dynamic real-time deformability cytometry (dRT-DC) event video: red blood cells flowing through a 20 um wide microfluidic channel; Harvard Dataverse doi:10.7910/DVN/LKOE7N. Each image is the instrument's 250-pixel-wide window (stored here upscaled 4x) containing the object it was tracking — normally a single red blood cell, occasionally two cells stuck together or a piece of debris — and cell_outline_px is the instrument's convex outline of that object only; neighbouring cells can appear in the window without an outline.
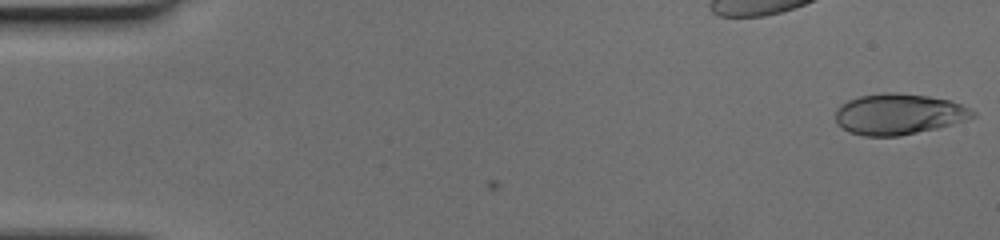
{"species": "human", "species_latin": "Homo sapiens", "temperature_condition": "cold", "stored_images_in_passage": 13, "camera_frame_rate_fps": 3000, "um_per_image_px": 0.085, "donor": {"sex": "female"}, "frame": {"image": 1, "passage_image": 1, "time_ms": 0.0, "image_size_px": [1000, 240], "cell_outline_px": [[976, 116], [964, 120], [936, 128], [900, 136], [864, 136], [848, 132], [836, 124], [836, 108], [848, 100], [860, 96], [884, 92], [896, 92], [928, 96], [948, 100], [960, 104], [976, 112]], "centroid_in_image_um": [76.34, 9.7], "position_along_channel_um": 8.7, "area_um2": 32.6}}
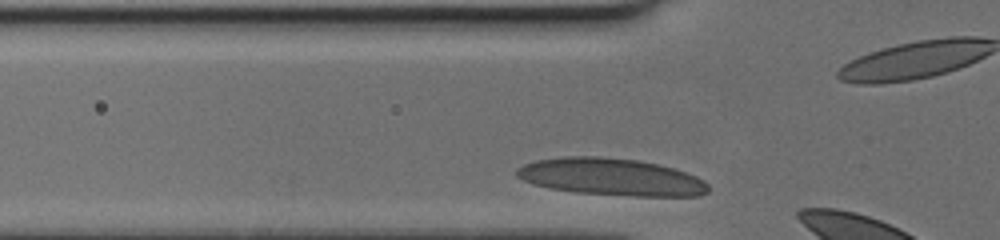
{"frame": {"image": 2, "passage_image": 11, "time_ms": 3.333, "image_size_px": [1000, 240], "cell_outline_px": [[708, 192], [700, 196], [632, 196], [576, 192], [548, 188], [532, 184], [516, 176], [516, 168], [524, 164], [536, 160], [564, 156], [600, 156], [636, 160], [660, 164], [696, 176], [704, 180], [708, 184]], "centroid_in_image_um": [51.94, 15.04], "position_along_channel_um": 73.9, "area_um2": 41.62}}